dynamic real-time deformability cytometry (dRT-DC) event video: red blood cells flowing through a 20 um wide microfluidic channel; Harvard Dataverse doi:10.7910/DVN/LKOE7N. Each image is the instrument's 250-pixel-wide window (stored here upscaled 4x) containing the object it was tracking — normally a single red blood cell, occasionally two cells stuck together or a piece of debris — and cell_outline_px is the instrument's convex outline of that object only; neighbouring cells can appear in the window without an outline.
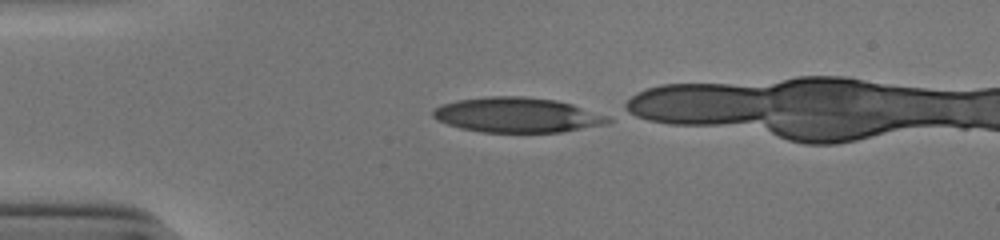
{"species": "human", "species_latin": "Homo sapiens", "temperature_condition": "cold", "stored_images_in_passage": 9, "camera_frame_rate_fps": 3000, "um_per_image_px": 0.085, "donor": {"sex": "male"}, "frame": {"image": 1, "passage_image": 1, "time_ms": 0.0, "image_size_px": [1000, 240], "cell_outline_px": [[612, 120], [604, 124], [560, 132], [480, 132], [460, 128], [448, 124], [432, 116], [432, 112], [436, 108], [444, 104], [460, 100], [488, 96], [524, 96], [556, 100], [572, 104], [608, 116]], "centroid_in_image_um": [43.96, 9.77], "position_along_channel_um": 41.0, "area_um2": 35.26}}
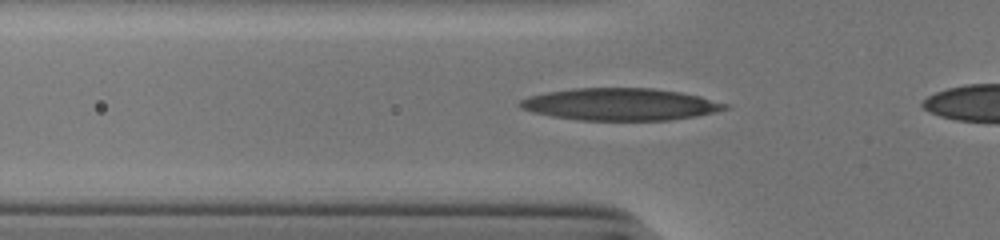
{"frame": {"image": 2, "passage_image": 6, "time_ms": 1.667, "image_size_px": [1000, 240], "cell_outline_px": [[732, 108], [716, 112], [696, 116], [668, 120], [580, 120], [552, 116], [532, 112], [520, 108], [516, 104], [520, 100], [528, 96], [548, 92], [572, 88], [652, 88], [680, 92], [700, 96], [728, 104]], "centroid_in_image_um": [52.73, 8.86], "position_along_channel_um": 73.1, "area_um2": 38.55}}